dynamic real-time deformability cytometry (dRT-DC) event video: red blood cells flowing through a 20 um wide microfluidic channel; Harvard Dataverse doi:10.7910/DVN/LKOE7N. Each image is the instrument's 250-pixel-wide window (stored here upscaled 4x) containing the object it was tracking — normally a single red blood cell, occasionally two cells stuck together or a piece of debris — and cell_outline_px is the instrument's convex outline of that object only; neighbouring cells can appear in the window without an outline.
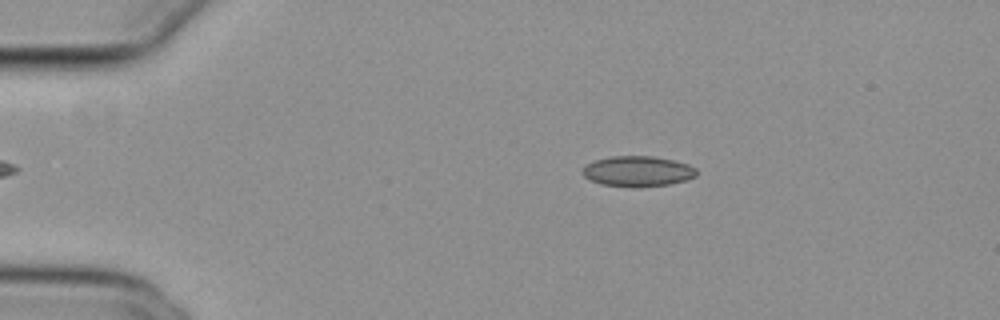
{"species": "common noctule bat (a hibernating species)", "species_latin": "Nyctalus noctula", "temperature_condition": "cold", "stored_images_in_passage": 11, "camera_frame_rate_fps": 3000, "um_per_image_px": 0.085, "animal": {"sex": "female", "body_mass_g": 29.2, "forearm_length_mm": 56.3}, "frame": {"image": 1, "passage_image": 2, "time_ms": 0.333, "image_size_px": [1000, 320], "cell_outline_px": [[696, 176], [688, 180], [668, 184], [636, 188], [632, 188], [600, 184], [584, 176], [580, 172], [588, 164], [596, 160], [612, 156], [652, 156], [672, 160], [688, 164], [696, 168]], "centroid_in_image_um": [54.22, 14.57], "position_along_channel_um": 30.8, "area_um2": 20.29}}
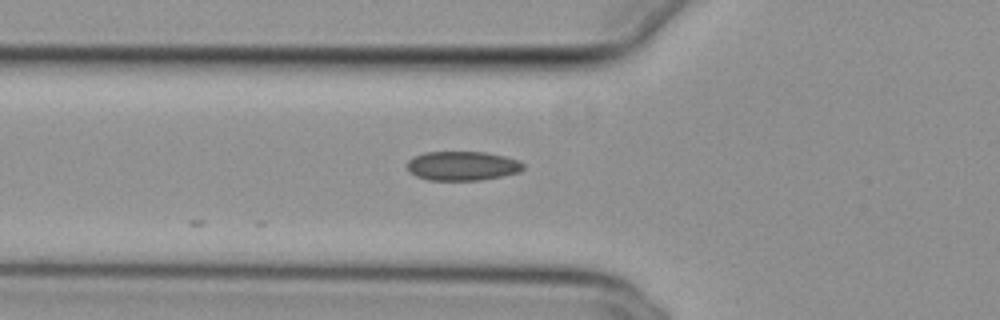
{"frame": {"image": 2, "passage_image": 11, "time_ms": 3.333, "image_size_px": [1000, 320], "cell_outline_px": [[524, 168], [520, 172], [480, 180], [428, 180], [416, 176], [408, 172], [404, 164], [412, 156], [424, 152], [484, 152], [504, 156], [520, 160], [524, 164]], "centroid_in_image_um": [39.25, 14.09], "position_along_channel_um": 86.6, "area_um2": 20.06}}